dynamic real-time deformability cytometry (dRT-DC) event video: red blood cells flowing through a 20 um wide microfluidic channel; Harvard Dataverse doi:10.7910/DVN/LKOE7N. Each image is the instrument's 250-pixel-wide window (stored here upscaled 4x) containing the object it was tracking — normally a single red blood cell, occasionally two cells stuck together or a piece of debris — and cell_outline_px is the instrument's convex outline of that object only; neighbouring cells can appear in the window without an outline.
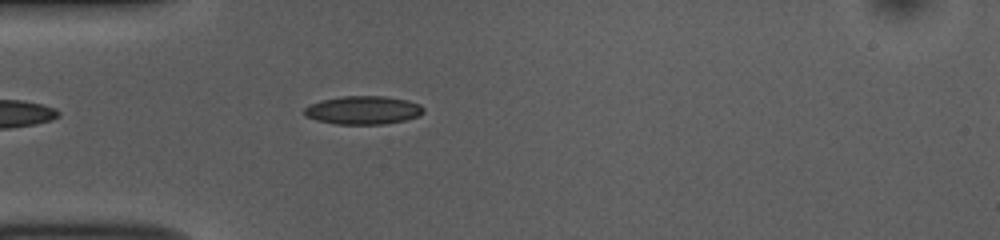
{"species": "common noctule bat (a hibernating species)", "species_latin": "Nyctalus noctula", "temperature_condition": "room temperature", "stored_images_in_passage": 39, "camera_frame_rate_fps": 3000, "um_per_image_px": 0.085, "animal": {"sex": "female", "body_mass_g": 10.0, "forearm_length_mm": 53.1}, "frame": {"image": 1, "passage_image": 1, "time_ms": 0.0, "image_size_px": [1000, 240], "cell_outline_px": [[424, 112], [420, 116], [404, 120], [384, 124], [336, 124], [316, 120], [304, 116], [304, 108], [320, 100], [340, 96], [384, 96], [408, 100], [420, 104], [424, 108]], "centroid_in_image_um": [30.87, 9.36], "position_along_channel_um": 54.1, "area_um2": 19.83}}
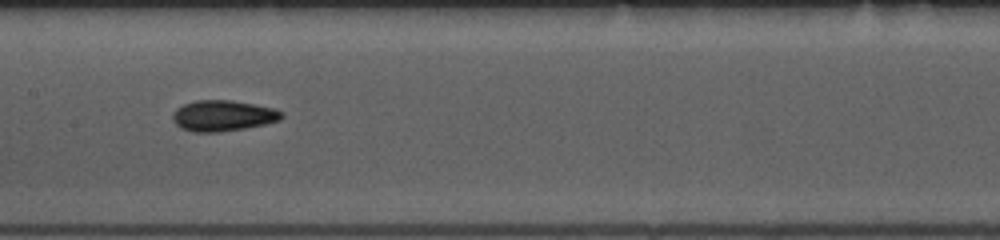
{"frame": {"image": 2, "passage_image": 12, "time_ms": 3.667, "image_size_px": [1000, 240], "cell_outline_px": [[284, 116], [280, 120], [264, 124], [244, 128], [220, 132], [192, 132], [180, 128], [172, 120], [172, 116], [176, 108], [184, 104], [196, 100], [232, 100], [276, 108], [284, 112]], "centroid_in_image_um": [18.96, 9.83], "position_along_channel_um": 188.4, "area_um2": 19.77}}
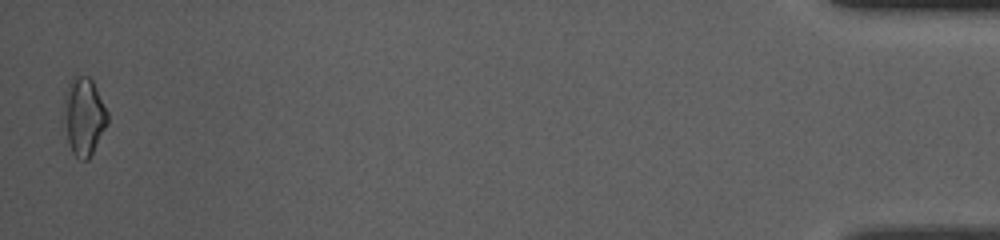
{"frame": {"image": 3, "passage_image": 38, "time_ms": 12.333, "image_size_px": [1000, 240], "cell_outline_px": [[108, 124], [88, 160], [80, 160], [72, 152], [60, 120], [64, 96], [68, 84], [72, 76], [88, 76], [92, 80], [108, 112]], "centroid_in_image_um": [7.08, 9.89], "position_along_channel_um": 428.1, "area_um2": 20.4}, "authors_computed_cell_mechanics": {"area_um2": 18.2648, "velocity_mm_per_s": 3.8184, "shape_relaxation_time_tau1_ms": 4.577, "shape_relaxation_time_tau2_ms": 2.8289, "deformation_change_tau1": 0.1404, "deformation_change_tau2": 0.0899}}